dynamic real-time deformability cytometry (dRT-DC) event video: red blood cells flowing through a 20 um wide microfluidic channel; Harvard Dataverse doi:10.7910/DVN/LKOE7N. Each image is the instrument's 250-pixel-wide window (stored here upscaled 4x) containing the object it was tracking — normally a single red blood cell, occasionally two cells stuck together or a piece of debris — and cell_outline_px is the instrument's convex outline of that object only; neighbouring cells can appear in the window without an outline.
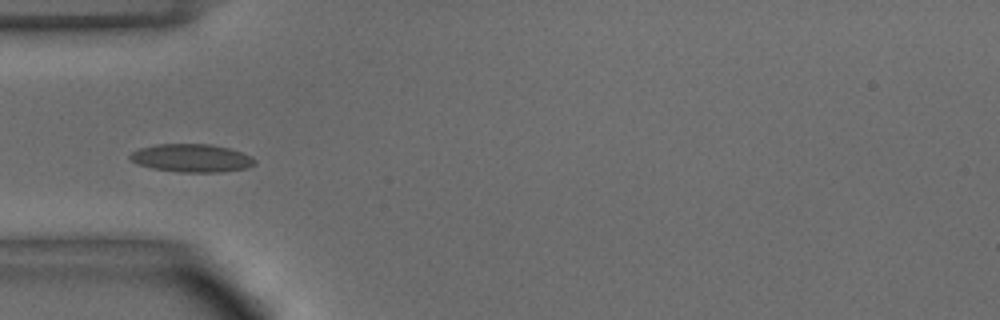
{"species": "common noctule bat (a hibernating species)", "species_latin": "Nyctalus noctula", "temperature_condition": "warm", "stored_images_in_passage": 30, "camera_frame_rate_fps": 3000, "um_per_image_px": 0.085, "animal": {"sex": "male", "body_mass_g": 15.6}, "frame": {"image": 1, "passage_image": 5, "time_ms": 1.333, "image_size_px": [1000, 320], "cell_outline_px": [[256, 164], [248, 168], [224, 172], [180, 172], [152, 168], [140, 164], [132, 160], [128, 156], [132, 152], [140, 148], [156, 144], [212, 144], [228, 148], [252, 156], [256, 160]], "centroid_in_image_um": [16.33, 13.44], "position_along_channel_um": 68.7, "area_um2": 20.4}, "authors_computed_cell_mechanics": {"area_um2": 19.3341, "velocity_mm_per_s": 3.9638, "shape_relaxation_time_tau1_ms": 1.403, "shape_relaxation_time_tau2_ms": 1.8148, "deformation_change_tau1": 0.0843, "deformation_change_tau2": 0.0669}}